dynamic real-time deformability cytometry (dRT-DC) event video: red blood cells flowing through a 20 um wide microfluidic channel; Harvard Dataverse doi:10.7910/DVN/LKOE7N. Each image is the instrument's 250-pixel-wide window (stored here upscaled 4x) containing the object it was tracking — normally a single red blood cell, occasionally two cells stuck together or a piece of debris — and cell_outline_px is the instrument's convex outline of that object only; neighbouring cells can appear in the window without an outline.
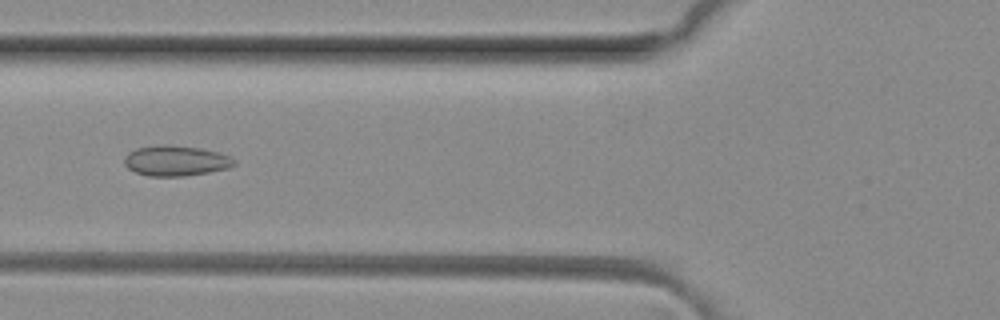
{"species": "common noctule bat (a hibernating species)", "species_latin": "Nyctalus noctula", "temperature_condition": "room temperature", "stored_images_in_passage": 5, "camera_frame_rate_fps": 3000, "um_per_image_px": 0.085, "animal": {"sex": "female", "body_mass_g": 29.2, "forearm_length_mm": 56.3}, "frame": {"image": 1, "passage_image": 5, "time_ms": 1.333, "image_size_px": [1000, 320], "cell_outline_px": [[236, 164], [228, 168], [208, 172], [184, 176], [148, 176], [136, 172], [128, 168], [124, 164], [124, 156], [128, 152], [136, 148], [164, 144], [172, 144], [200, 148], [216, 152], [228, 156], [236, 160]], "centroid_in_image_um": [14.91, 13.65], "position_along_channel_um": 110.9, "area_um2": 19.48}}